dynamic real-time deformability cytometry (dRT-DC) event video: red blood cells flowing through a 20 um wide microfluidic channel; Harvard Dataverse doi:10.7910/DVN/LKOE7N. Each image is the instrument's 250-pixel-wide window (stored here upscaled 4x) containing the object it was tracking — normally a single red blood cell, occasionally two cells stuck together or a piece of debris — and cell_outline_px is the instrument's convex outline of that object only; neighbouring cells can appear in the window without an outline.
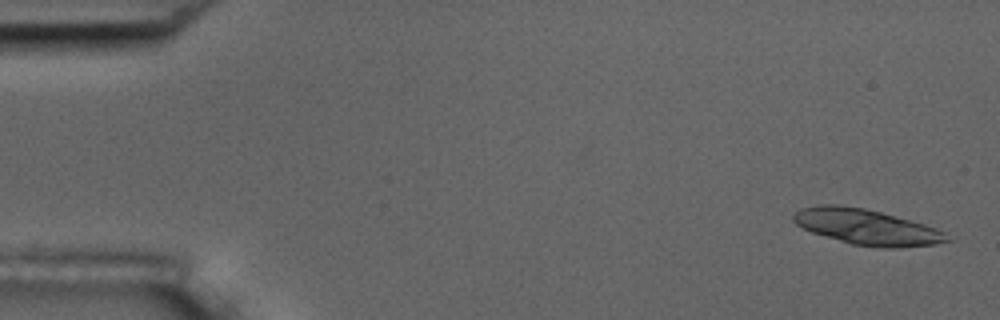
{"species": "common noctule bat (a hibernating species)", "species_latin": "Nyctalus noctula", "temperature_condition": "room temperature", "stored_images_in_passage": 8, "camera_frame_rate_fps": 3000, "um_per_image_px": 0.085, "animal": {"sex": "male", "body_mass_g": 17.5, "forearm_length_mm": 52.3}, "frame": {"image": 1, "passage_image": 1, "time_ms": 0.0, "image_size_px": [1000, 320], "cell_outline_px": [[952, 240], [936, 244], [900, 248], [880, 248], [852, 244], [812, 232], [796, 224], [792, 220], [792, 212], [800, 208], [820, 204], [836, 204], [864, 208], [880, 212], [924, 224], [936, 228], [944, 232]], "centroid_in_image_um": [73.64, 19.29], "position_along_channel_um": 11.4, "area_um2": 31.85}}
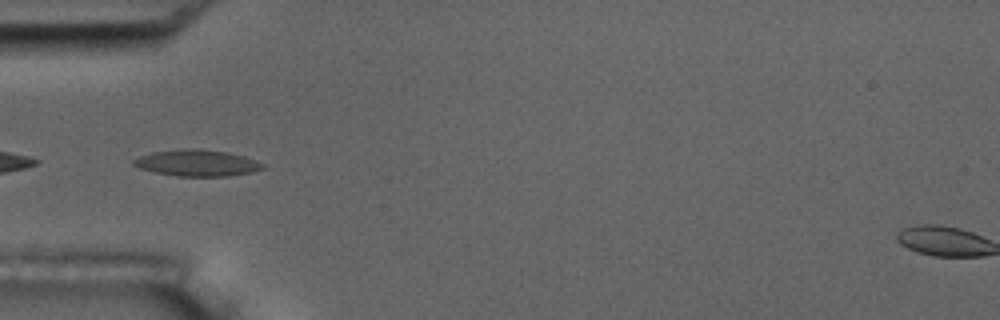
{"frame": {"image": 2, "passage_image": 5, "time_ms": 5.333, "image_size_px": [1000, 320], "cell_outline_px": [[264, 168], [252, 172], [228, 176], [176, 176], [156, 172], [140, 168], [132, 164], [132, 160], [140, 156], [152, 152], [196, 148], [228, 152], [244, 156], [264, 164]], "centroid_in_image_um": [16.75, 13.85], "position_along_channel_um": 68.2, "area_um2": 19.65}}
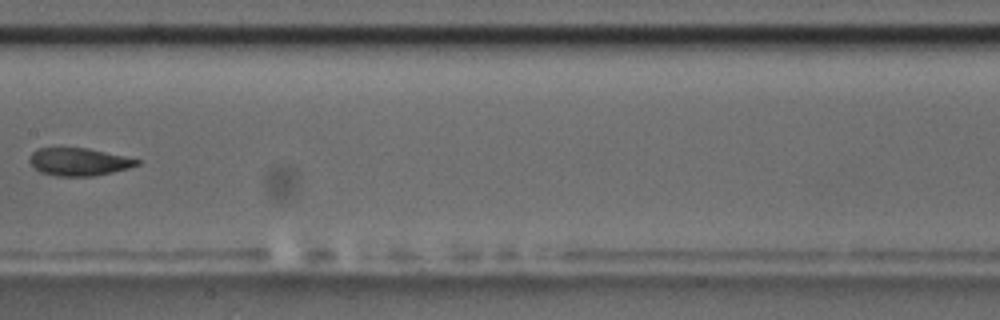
{"frame": {"image": 3, "passage_image": 8, "time_ms": 9.0, "image_size_px": [1000, 320], "cell_outline_px": [[140, 164], [128, 168], [112, 172], [92, 176], [56, 176], [40, 172], [28, 160], [28, 156], [32, 152], [40, 148], [88, 148], [124, 156], [140, 160]], "centroid_in_image_um": [6.68, 13.75], "position_along_channel_um": 200.7, "area_um2": 17.22}}